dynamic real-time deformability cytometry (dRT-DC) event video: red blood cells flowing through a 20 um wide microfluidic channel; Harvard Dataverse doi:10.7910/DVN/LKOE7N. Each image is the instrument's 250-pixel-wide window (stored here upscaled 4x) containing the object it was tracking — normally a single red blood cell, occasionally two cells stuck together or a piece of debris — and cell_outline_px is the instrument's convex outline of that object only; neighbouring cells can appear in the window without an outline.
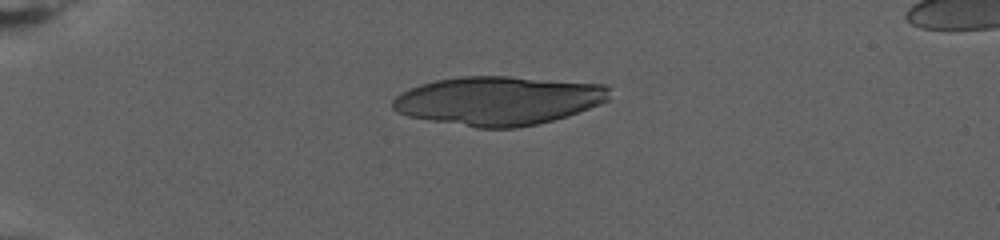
{"species": "human", "species_latin": "Homo sapiens", "temperature_condition": "warm", "stored_images_in_passage": 24, "camera_frame_rate_fps": 3000, "um_per_image_px": 0.085, "donor": {"sex": "female"}, "frame": {"image": 1, "passage_image": 1, "time_ms": 0.0, "image_size_px": [1000, 240], "cell_outline_px": [[612, 88], [608, 100], [600, 104], [568, 116], [536, 124], [516, 128], [476, 128], [408, 116], [396, 112], [392, 108], [392, 100], [400, 92], [420, 84], [436, 80], [460, 76], [508, 76], [608, 84]], "centroid_in_image_um": [42.38, 8.55], "position_along_channel_um": 42.6, "area_um2": 62.08}}
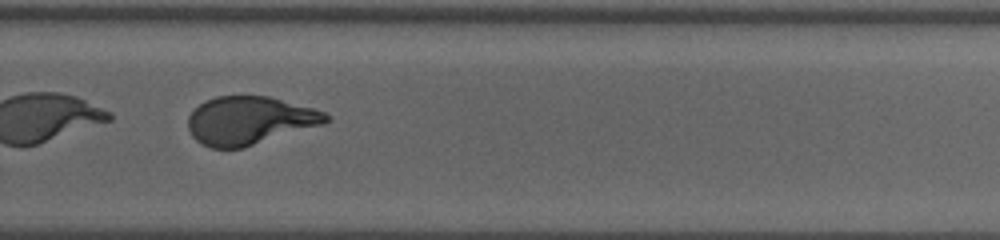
{"frame": {"image": 2, "passage_image": 17, "time_ms": 5.333, "image_size_px": [1000, 240], "cell_outline_px": [[332, 120], [324, 124], [244, 148], [212, 148], [200, 144], [192, 136], [188, 128], [188, 116], [204, 100], [216, 96], [268, 96], [312, 108], [324, 112], [332, 116]], "centroid_in_image_um": [21.22, 10.25], "position_along_channel_um": 308.6, "area_um2": 38.84}}
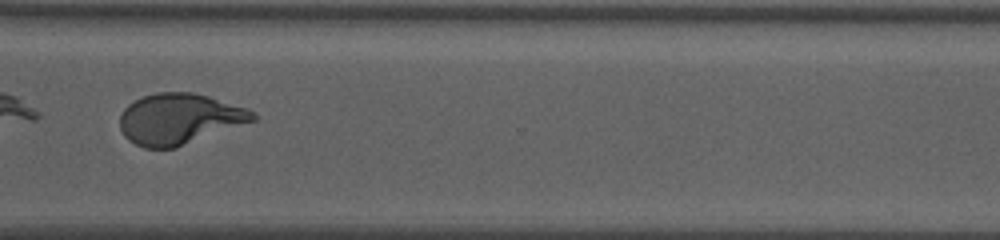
{"frame": {"image": 3, "passage_image": 19, "time_ms": 6.0, "image_size_px": [1000, 240], "cell_outline_px": [[256, 120], [176, 148], [144, 148], [128, 140], [124, 136], [120, 128], [120, 116], [124, 108], [128, 104], [144, 96], [156, 92], [192, 92], [208, 96], [248, 108], [256, 112]], "centroid_in_image_um": [15.25, 10.11], "position_along_channel_um": 355.3, "area_um2": 39.48}}